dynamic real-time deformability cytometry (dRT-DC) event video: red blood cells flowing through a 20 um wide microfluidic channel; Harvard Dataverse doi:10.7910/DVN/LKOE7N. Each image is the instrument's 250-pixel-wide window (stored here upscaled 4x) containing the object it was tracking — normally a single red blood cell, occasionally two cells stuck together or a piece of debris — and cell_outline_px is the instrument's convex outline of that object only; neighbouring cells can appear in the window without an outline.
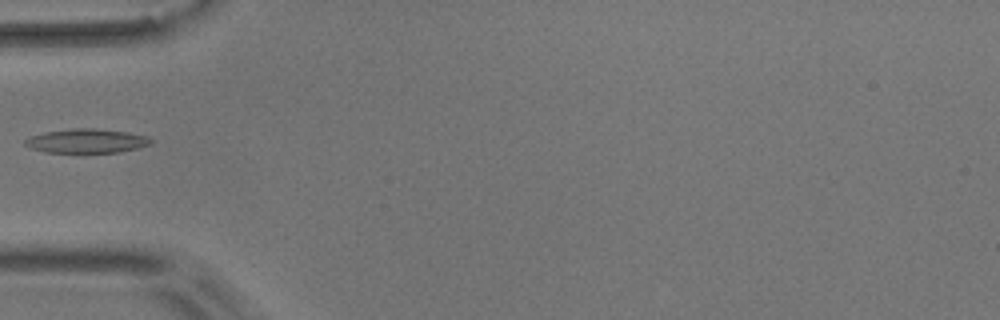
{"species": "common noctule bat (a hibernating species)", "species_latin": "Nyctalus noctula", "temperature_condition": "room temperature", "stored_images_in_passage": 4, "camera_frame_rate_fps": 3000, "um_per_image_px": 0.085, "animal": {"sex": "male", "body_mass_g": 17.9}, "frame": {"image": 1, "passage_image": 4, "time_ms": 3.333, "image_size_px": [1000, 320], "cell_outline_px": [[152, 144], [136, 148], [116, 152], [44, 152], [32, 148], [24, 144], [24, 140], [28, 136], [44, 132], [72, 128], [96, 128], [128, 132], [148, 136], [152, 140]], "centroid_in_image_um": [7.34, 11.96], "position_along_channel_um": 77.7, "area_um2": 17.69}}